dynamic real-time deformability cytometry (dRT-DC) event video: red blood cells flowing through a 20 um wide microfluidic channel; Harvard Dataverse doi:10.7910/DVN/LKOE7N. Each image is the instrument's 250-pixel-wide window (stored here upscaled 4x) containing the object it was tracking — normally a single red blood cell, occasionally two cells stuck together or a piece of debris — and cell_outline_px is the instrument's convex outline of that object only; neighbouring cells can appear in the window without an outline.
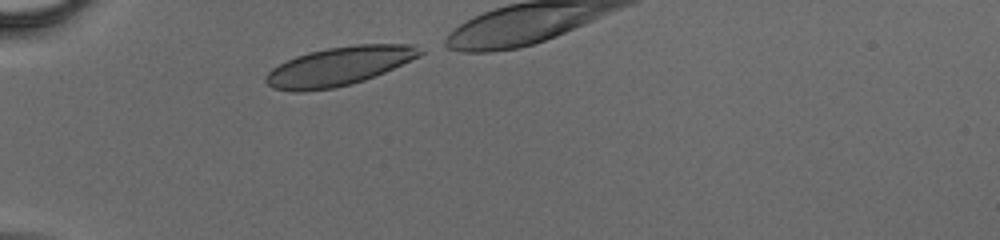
{"species": "human", "species_latin": "Homo sapiens", "temperature_condition": "cold", "stored_images_in_passage": 14, "camera_frame_rate_fps": 3000, "um_per_image_px": 0.085, "donor": {"sex": "male"}, "frame": {"image": 1, "passage_image": 1, "time_ms": 0.0, "image_size_px": [1000, 240], "cell_outline_px": [[424, 52], [420, 56], [384, 72], [364, 80], [352, 84], [332, 88], [304, 92], [292, 92], [272, 88], [264, 80], [264, 76], [272, 68], [296, 56], [308, 52], [328, 48], [356, 44], [416, 44]], "centroid_in_image_um": [28.8, 5.63], "position_along_channel_um": 56.2, "area_um2": 34.8}}
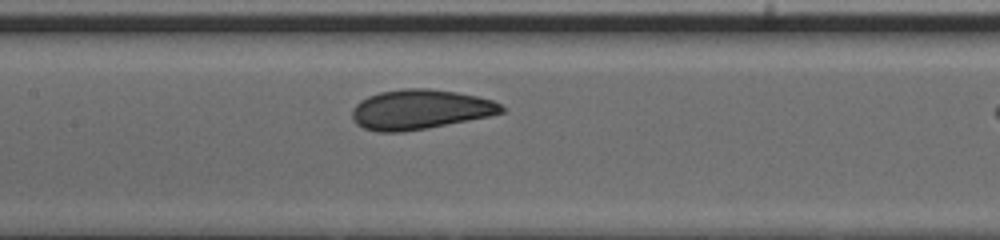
{"frame": {"image": 2, "passage_image": 10, "time_ms": 3.0, "image_size_px": [1000, 240], "cell_outline_px": [[504, 112], [488, 116], [428, 128], [404, 132], [376, 132], [364, 128], [356, 124], [352, 120], [352, 108], [360, 100], [368, 96], [380, 92], [404, 88], [428, 88], [456, 92], [476, 96], [492, 100], [500, 104], [504, 108]], "centroid_in_image_um": [35.66, 9.31], "position_along_channel_um": 171.7, "area_um2": 34.62}}
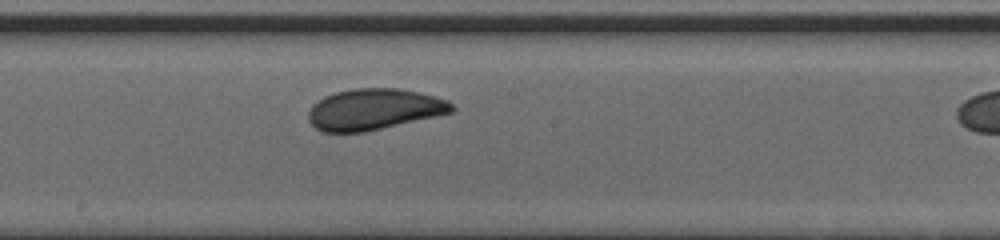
{"frame": {"image": 3, "passage_image": 13, "time_ms": 4.0, "image_size_px": [1000, 240], "cell_outline_px": [[456, 108], [452, 112], [436, 116], [364, 132], [320, 132], [308, 120], [308, 112], [312, 104], [324, 96], [336, 92], [356, 88], [400, 88], [436, 96], [448, 100]], "centroid_in_image_um": [31.78, 9.29], "position_along_channel_um": 216.4, "area_um2": 34.39}}